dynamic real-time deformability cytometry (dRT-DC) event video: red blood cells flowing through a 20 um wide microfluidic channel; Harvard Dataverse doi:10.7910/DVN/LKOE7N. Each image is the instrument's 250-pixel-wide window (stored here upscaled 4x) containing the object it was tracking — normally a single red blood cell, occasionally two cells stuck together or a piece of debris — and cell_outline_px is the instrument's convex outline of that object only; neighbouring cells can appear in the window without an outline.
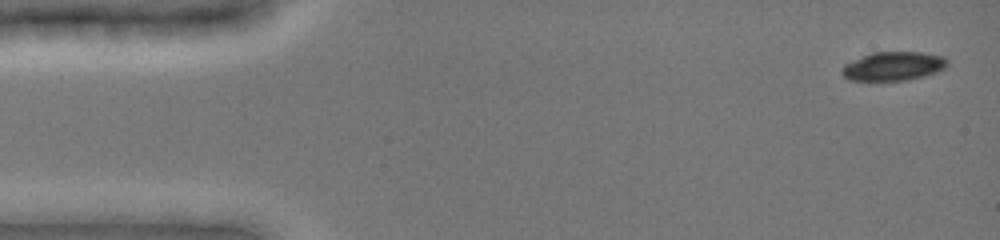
{"species": "common noctule bat (a hibernating species)", "species_latin": "Nyctalus noctula", "temperature_condition": "cold", "stored_images_in_passage": 24, "camera_frame_rate_fps": 3000, "um_per_image_px": 0.085, "animal": {"sex": "female", "body_mass_g": 19.0, "forearm_length_mm": 51.5}, "frame": {"image": 1, "passage_image": 1, "time_ms": 0.0, "image_size_px": [1000, 240], "cell_outline_px": [[948, 64], [944, 68], [936, 72], [924, 76], [904, 80], [848, 80], [840, 72], [844, 64], [852, 60], [872, 52], [920, 52], [944, 56], [948, 60]], "centroid_in_image_um": [75.92, 5.61], "position_along_channel_um": 9.1, "area_um2": 17.69}}
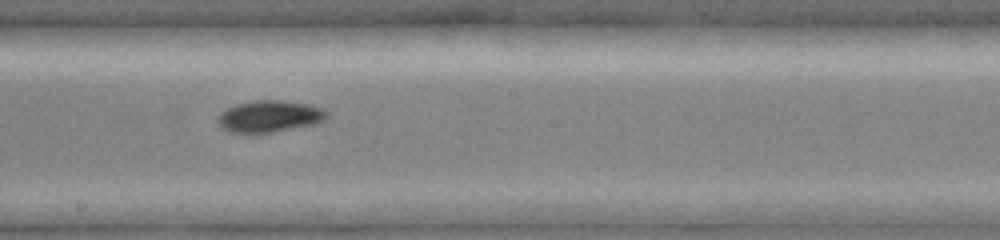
{"frame": {"image": 2, "passage_image": 13, "time_ms": 8.333, "image_size_px": [1000, 240], "cell_outline_px": [[328, 116], [324, 120], [316, 124], [252, 136], [228, 132], [216, 120], [216, 116], [220, 112], [236, 104], [260, 100], [280, 100], [312, 104], [328, 112]], "centroid_in_image_um": [22.88, 9.92], "position_along_channel_um": 225.3, "area_um2": 20.75}}
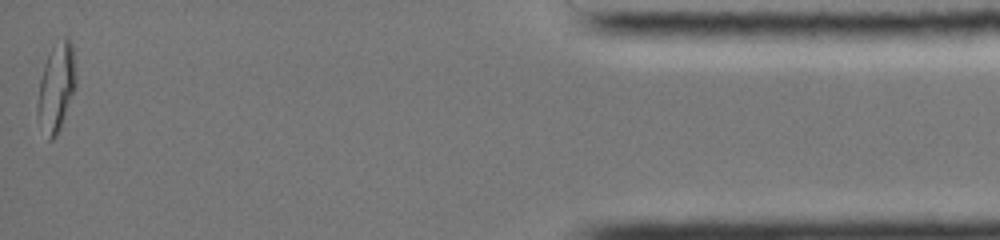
{"frame": {"image": 3, "passage_image": 24, "time_ms": 15.333, "image_size_px": [1000, 240], "cell_outline_px": [[76, 84], [60, 128], [56, 136], [52, 140], [48, 140], [36, 116], [36, 108], [40, 80], [44, 64], [48, 52], [64, 36], [68, 36], [72, 44], [76, 72]], "centroid_in_image_um": [4.77, 7.41], "position_along_channel_um": 430.4, "area_um2": 19.77}, "authors_computed_cell_mechanics": {"area_um2": 19.2474, "velocity_mm_per_s": 3.964, "shape_relaxation_time_tau1_ms": 7.323, "shape_relaxation_time_tau2_ms": null, "deformation_change_tau1": 0.1821, "deformation_change_tau2": null}}